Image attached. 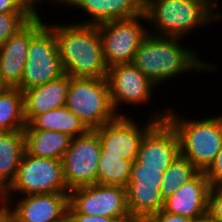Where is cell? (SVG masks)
<instances>
[{
	"label": "cell",
	"mask_w": 222,
	"mask_h": 222,
	"mask_svg": "<svg viewBox=\"0 0 222 222\" xmlns=\"http://www.w3.org/2000/svg\"><path fill=\"white\" fill-rule=\"evenodd\" d=\"M197 222H214V221H212V220L207 216V217H205V218H203V219H201V220H199V221H197Z\"/></svg>",
	"instance_id": "37"
},
{
	"label": "cell",
	"mask_w": 222,
	"mask_h": 222,
	"mask_svg": "<svg viewBox=\"0 0 222 222\" xmlns=\"http://www.w3.org/2000/svg\"><path fill=\"white\" fill-rule=\"evenodd\" d=\"M35 15V12L0 13V48Z\"/></svg>",
	"instance_id": "26"
},
{
	"label": "cell",
	"mask_w": 222,
	"mask_h": 222,
	"mask_svg": "<svg viewBox=\"0 0 222 222\" xmlns=\"http://www.w3.org/2000/svg\"><path fill=\"white\" fill-rule=\"evenodd\" d=\"M73 0H29L30 2V5H31V8L32 10L36 13V14H40L39 12V8L37 9L38 6H40L42 3L44 5V3L46 4L47 2L50 4H53V5H57L56 7H58L59 5V8H61V6H65L66 9H67V6L72 2ZM52 2V3H51ZM38 5V6H37ZM61 5V6H60Z\"/></svg>",
	"instance_id": "32"
},
{
	"label": "cell",
	"mask_w": 222,
	"mask_h": 222,
	"mask_svg": "<svg viewBox=\"0 0 222 222\" xmlns=\"http://www.w3.org/2000/svg\"><path fill=\"white\" fill-rule=\"evenodd\" d=\"M8 86L2 81L1 75H0V93H3Z\"/></svg>",
	"instance_id": "34"
},
{
	"label": "cell",
	"mask_w": 222,
	"mask_h": 222,
	"mask_svg": "<svg viewBox=\"0 0 222 222\" xmlns=\"http://www.w3.org/2000/svg\"><path fill=\"white\" fill-rule=\"evenodd\" d=\"M209 189L204 171H199L165 199L163 210L197 222L207 217Z\"/></svg>",
	"instance_id": "17"
},
{
	"label": "cell",
	"mask_w": 222,
	"mask_h": 222,
	"mask_svg": "<svg viewBox=\"0 0 222 222\" xmlns=\"http://www.w3.org/2000/svg\"><path fill=\"white\" fill-rule=\"evenodd\" d=\"M25 153L23 130L0 132V194L15 180L17 169Z\"/></svg>",
	"instance_id": "20"
},
{
	"label": "cell",
	"mask_w": 222,
	"mask_h": 222,
	"mask_svg": "<svg viewBox=\"0 0 222 222\" xmlns=\"http://www.w3.org/2000/svg\"><path fill=\"white\" fill-rule=\"evenodd\" d=\"M204 173L210 186L222 184V147Z\"/></svg>",
	"instance_id": "28"
},
{
	"label": "cell",
	"mask_w": 222,
	"mask_h": 222,
	"mask_svg": "<svg viewBox=\"0 0 222 222\" xmlns=\"http://www.w3.org/2000/svg\"><path fill=\"white\" fill-rule=\"evenodd\" d=\"M132 163L120 156H104L101 150L97 184L126 187L131 176Z\"/></svg>",
	"instance_id": "24"
},
{
	"label": "cell",
	"mask_w": 222,
	"mask_h": 222,
	"mask_svg": "<svg viewBox=\"0 0 222 222\" xmlns=\"http://www.w3.org/2000/svg\"><path fill=\"white\" fill-rule=\"evenodd\" d=\"M207 216L214 222H222V184L210 186Z\"/></svg>",
	"instance_id": "27"
},
{
	"label": "cell",
	"mask_w": 222,
	"mask_h": 222,
	"mask_svg": "<svg viewBox=\"0 0 222 222\" xmlns=\"http://www.w3.org/2000/svg\"><path fill=\"white\" fill-rule=\"evenodd\" d=\"M16 197L5 204L14 222H56L68 212L69 192Z\"/></svg>",
	"instance_id": "15"
},
{
	"label": "cell",
	"mask_w": 222,
	"mask_h": 222,
	"mask_svg": "<svg viewBox=\"0 0 222 222\" xmlns=\"http://www.w3.org/2000/svg\"><path fill=\"white\" fill-rule=\"evenodd\" d=\"M144 13L151 26L148 33L184 39L222 19L221 10L209 0H145Z\"/></svg>",
	"instance_id": "3"
},
{
	"label": "cell",
	"mask_w": 222,
	"mask_h": 222,
	"mask_svg": "<svg viewBox=\"0 0 222 222\" xmlns=\"http://www.w3.org/2000/svg\"><path fill=\"white\" fill-rule=\"evenodd\" d=\"M213 5H215L217 8H219V10L221 9L220 6H219V2L220 0H209Z\"/></svg>",
	"instance_id": "36"
},
{
	"label": "cell",
	"mask_w": 222,
	"mask_h": 222,
	"mask_svg": "<svg viewBox=\"0 0 222 222\" xmlns=\"http://www.w3.org/2000/svg\"><path fill=\"white\" fill-rule=\"evenodd\" d=\"M147 222H195V221L183 217L181 215L168 213L162 209L158 213L154 214Z\"/></svg>",
	"instance_id": "30"
},
{
	"label": "cell",
	"mask_w": 222,
	"mask_h": 222,
	"mask_svg": "<svg viewBox=\"0 0 222 222\" xmlns=\"http://www.w3.org/2000/svg\"><path fill=\"white\" fill-rule=\"evenodd\" d=\"M168 167H143L135 160L126 188L127 208L135 222H147L163 209L164 198L160 189Z\"/></svg>",
	"instance_id": "8"
},
{
	"label": "cell",
	"mask_w": 222,
	"mask_h": 222,
	"mask_svg": "<svg viewBox=\"0 0 222 222\" xmlns=\"http://www.w3.org/2000/svg\"><path fill=\"white\" fill-rule=\"evenodd\" d=\"M65 106L94 130L119 115L114 110L106 78L70 77Z\"/></svg>",
	"instance_id": "5"
},
{
	"label": "cell",
	"mask_w": 222,
	"mask_h": 222,
	"mask_svg": "<svg viewBox=\"0 0 222 222\" xmlns=\"http://www.w3.org/2000/svg\"><path fill=\"white\" fill-rule=\"evenodd\" d=\"M60 192H69L63 177L62 160L34 157L25 152L15 180L1 195L0 202L5 205L19 195Z\"/></svg>",
	"instance_id": "6"
},
{
	"label": "cell",
	"mask_w": 222,
	"mask_h": 222,
	"mask_svg": "<svg viewBox=\"0 0 222 222\" xmlns=\"http://www.w3.org/2000/svg\"><path fill=\"white\" fill-rule=\"evenodd\" d=\"M64 74L53 32L45 25L30 41L21 91L46 84Z\"/></svg>",
	"instance_id": "11"
},
{
	"label": "cell",
	"mask_w": 222,
	"mask_h": 222,
	"mask_svg": "<svg viewBox=\"0 0 222 222\" xmlns=\"http://www.w3.org/2000/svg\"><path fill=\"white\" fill-rule=\"evenodd\" d=\"M180 155V143L175 129L165 119L157 121L141 140L136 160L143 167H169Z\"/></svg>",
	"instance_id": "16"
},
{
	"label": "cell",
	"mask_w": 222,
	"mask_h": 222,
	"mask_svg": "<svg viewBox=\"0 0 222 222\" xmlns=\"http://www.w3.org/2000/svg\"><path fill=\"white\" fill-rule=\"evenodd\" d=\"M41 15L36 14L0 48V75L8 88L20 85L30 41L45 26Z\"/></svg>",
	"instance_id": "14"
},
{
	"label": "cell",
	"mask_w": 222,
	"mask_h": 222,
	"mask_svg": "<svg viewBox=\"0 0 222 222\" xmlns=\"http://www.w3.org/2000/svg\"><path fill=\"white\" fill-rule=\"evenodd\" d=\"M34 12L29 0H0V13Z\"/></svg>",
	"instance_id": "29"
},
{
	"label": "cell",
	"mask_w": 222,
	"mask_h": 222,
	"mask_svg": "<svg viewBox=\"0 0 222 222\" xmlns=\"http://www.w3.org/2000/svg\"><path fill=\"white\" fill-rule=\"evenodd\" d=\"M199 170L183 155H179L165 170L160 186L164 200L170 197L181 185L192 179Z\"/></svg>",
	"instance_id": "25"
},
{
	"label": "cell",
	"mask_w": 222,
	"mask_h": 222,
	"mask_svg": "<svg viewBox=\"0 0 222 222\" xmlns=\"http://www.w3.org/2000/svg\"><path fill=\"white\" fill-rule=\"evenodd\" d=\"M67 214H86L116 218L120 222H135L128 211L126 188L94 184L69 191Z\"/></svg>",
	"instance_id": "9"
},
{
	"label": "cell",
	"mask_w": 222,
	"mask_h": 222,
	"mask_svg": "<svg viewBox=\"0 0 222 222\" xmlns=\"http://www.w3.org/2000/svg\"><path fill=\"white\" fill-rule=\"evenodd\" d=\"M0 222H14L9 209L0 202Z\"/></svg>",
	"instance_id": "33"
},
{
	"label": "cell",
	"mask_w": 222,
	"mask_h": 222,
	"mask_svg": "<svg viewBox=\"0 0 222 222\" xmlns=\"http://www.w3.org/2000/svg\"><path fill=\"white\" fill-rule=\"evenodd\" d=\"M145 0H73L67 7L82 10L88 17L84 25H99L110 21L129 19L144 14ZM88 13V14H87ZM90 17V18H89Z\"/></svg>",
	"instance_id": "18"
},
{
	"label": "cell",
	"mask_w": 222,
	"mask_h": 222,
	"mask_svg": "<svg viewBox=\"0 0 222 222\" xmlns=\"http://www.w3.org/2000/svg\"><path fill=\"white\" fill-rule=\"evenodd\" d=\"M151 113L142 124L137 121V117L134 120L131 115L118 116L94 129L98 134L104 156H120L134 162L144 135L157 121L166 119L168 108L152 110Z\"/></svg>",
	"instance_id": "7"
},
{
	"label": "cell",
	"mask_w": 222,
	"mask_h": 222,
	"mask_svg": "<svg viewBox=\"0 0 222 222\" xmlns=\"http://www.w3.org/2000/svg\"><path fill=\"white\" fill-rule=\"evenodd\" d=\"M183 39L148 33L134 55L132 63L158 87V90L161 83L172 81V78L177 76L180 78L182 73L186 76L188 72L198 74L212 72L218 68L217 64L201 59L198 49L186 47Z\"/></svg>",
	"instance_id": "1"
},
{
	"label": "cell",
	"mask_w": 222,
	"mask_h": 222,
	"mask_svg": "<svg viewBox=\"0 0 222 222\" xmlns=\"http://www.w3.org/2000/svg\"><path fill=\"white\" fill-rule=\"evenodd\" d=\"M72 222H120L116 218L106 216H93L86 214H68Z\"/></svg>",
	"instance_id": "31"
},
{
	"label": "cell",
	"mask_w": 222,
	"mask_h": 222,
	"mask_svg": "<svg viewBox=\"0 0 222 222\" xmlns=\"http://www.w3.org/2000/svg\"><path fill=\"white\" fill-rule=\"evenodd\" d=\"M168 108L166 120L175 129L180 154L199 171H205L222 147V113L193 119Z\"/></svg>",
	"instance_id": "4"
},
{
	"label": "cell",
	"mask_w": 222,
	"mask_h": 222,
	"mask_svg": "<svg viewBox=\"0 0 222 222\" xmlns=\"http://www.w3.org/2000/svg\"><path fill=\"white\" fill-rule=\"evenodd\" d=\"M51 23L45 25L55 37L64 73L73 78H106L108 67L98 26Z\"/></svg>",
	"instance_id": "2"
},
{
	"label": "cell",
	"mask_w": 222,
	"mask_h": 222,
	"mask_svg": "<svg viewBox=\"0 0 222 222\" xmlns=\"http://www.w3.org/2000/svg\"><path fill=\"white\" fill-rule=\"evenodd\" d=\"M106 79L112 105L119 116H128V113L124 111L122 113L119 110L123 105L140 108L144 103L150 104L152 99L155 100L153 93L158 87L133 63H121L108 67Z\"/></svg>",
	"instance_id": "13"
},
{
	"label": "cell",
	"mask_w": 222,
	"mask_h": 222,
	"mask_svg": "<svg viewBox=\"0 0 222 222\" xmlns=\"http://www.w3.org/2000/svg\"><path fill=\"white\" fill-rule=\"evenodd\" d=\"M25 152L39 158L60 159L69 148L72 137L51 130H32L28 125L23 129Z\"/></svg>",
	"instance_id": "21"
},
{
	"label": "cell",
	"mask_w": 222,
	"mask_h": 222,
	"mask_svg": "<svg viewBox=\"0 0 222 222\" xmlns=\"http://www.w3.org/2000/svg\"><path fill=\"white\" fill-rule=\"evenodd\" d=\"M56 222H72V220H71L70 216L67 214L62 219H60L59 221H56Z\"/></svg>",
	"instance_id": "35"
},
{
	"label": "cell",
	"mask_w": 222,
	"mask_h": 222,
	"mask_svg": "<svg viewBox=\"0 0 222 222\" xmlns=\"http://www.w3.org/2000/svg\"><path fill=\"white\" fill-rule=\"evenodd\" d=\"M27 125L32 130L58 131L72 138L81 136L89 130L65 105L35 116Z\"/></svg>",
	"instance_id": "22"
},
{
	"label": "cell",
	"mask_w": 222,
	"mask_h": 222,
	"mask_svg": "<svg viewBox=\"0 0 222 222\" xmlns=\"http://www.w3.org/2000/svg\"><path fill=\"white\" fill-rule=\"evenodd\" d=\"M25 126L23 93L7 88L0 93V132L23 130Z\"/></svg>",
	"instance_id": "23"
},
{
	"label": "cell",
	"mask_w": 222,
	"mask_h": 222,
	"mask_svg": "<svg viewBox=\"0 0 222 222\" xmlns=\"http://www.w3.org/2000/svg\"><path fill=\"white\" fill-rule=\"evenodd\" d=\"M101 143L95 130L72 138L62 157L63 177L67 189L97 184Z\"/></svg>",
	"instance_id": "12"
},
{
	"label": "cell",
	"mask_w": 222,
	"mask_h": 222,
	"mask_svg": "<svg viewBox=\"0 0 222 222\" xmlns=\"http://www.w3.org/2000/svg\"><path fill=\"white\" fill-rule=\"evenodd\" d=\"M145 23L147 24V18L144 13L133 18L97 25L107 67L132 63L139 45L148 34Z\"/></svg>",
	"instance_id": "10"
},
{
	"label": "cell",
	"mask_w": 222,
	"mask_h": 222,
	"mask_svg": "<svg viewBox=\"0 0 222 222\" xmlns=\"http://www.w3.org/2000/svg\"><path fill=\"white\" fill-rule=\"evenodd\" d=\"M70 76L66 73L46 84L22 91L26 125L37 115L64 106Z\"/></svg>",
	"instance_id": "19"
}]
</instances>
